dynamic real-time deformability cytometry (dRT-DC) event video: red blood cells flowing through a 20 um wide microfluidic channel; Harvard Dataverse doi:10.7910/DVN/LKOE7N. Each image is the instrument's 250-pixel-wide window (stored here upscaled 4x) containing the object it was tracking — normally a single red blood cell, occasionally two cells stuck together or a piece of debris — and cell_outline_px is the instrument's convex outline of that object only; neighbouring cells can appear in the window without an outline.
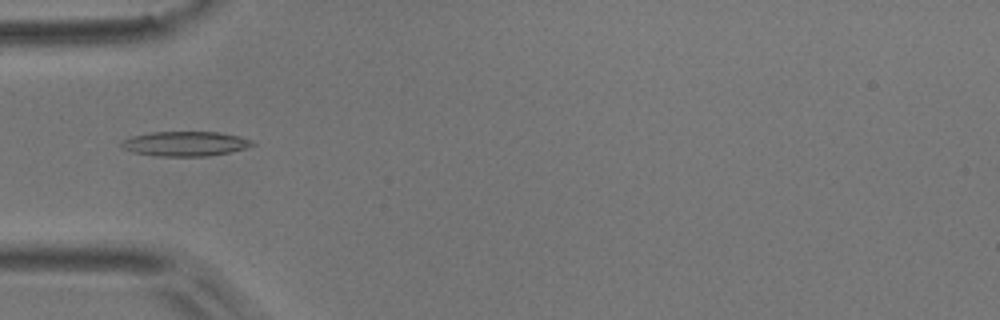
{"species": "common noctule bat (a hibernating species)", "species_latin": "Nyctalus noctula", "temperature_condition": "room temperature", "stored_images_in_passage": 5, "camera_frame_rate_fps": 3000, "um_per_image_px": 0.085, "animal": {"sex": "male", "body_mass_g": 17.9}, "frame": {"image": 1, "passage_image": 5, "time_ms": 1.333, "image_size_px": [1000, 320], "cell_outline_px": [[256, 144], [244, 148], [228, 152], [208, 156], [156, 156], [132, 152], [124, 148], [120, 144], [124, 140], [132, 136], [152, 132], [216, 132], [240, 136], [252, 140]], "centroid_in_image_um": [15.75, 12.21], "position_along_channel_um": 69.3, "area_um2": 18.67}}